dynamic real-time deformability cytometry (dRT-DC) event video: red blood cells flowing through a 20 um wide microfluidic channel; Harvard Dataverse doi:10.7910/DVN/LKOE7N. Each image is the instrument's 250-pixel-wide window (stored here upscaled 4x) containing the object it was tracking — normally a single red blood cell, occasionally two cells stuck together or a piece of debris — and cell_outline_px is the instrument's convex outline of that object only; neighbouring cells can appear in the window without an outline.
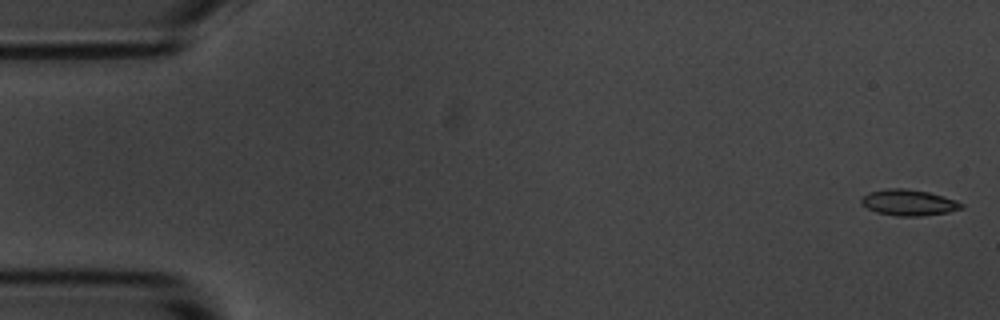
{"species": "common noctule bat (a hibernating species)", "species_latin": "Nyctalus noctula", "temperature_condition": "room temperature", "stored_images_in_passage": 7, "camera_frame_rate_fps": 3000, "um_per_image_px": 0.085, "animal": {"sex": "male", "body_mass_g": 20.1, "forearm_length_mm": 53.5}, "frame": {"image": 1, "passage_image": 1, "time_ms": 0.0, "image_size_px": [1000, 320], "cell_outline_px": [[964, 208], [948, 212], [920, 216], [896, 216], [876, 212], [860, 204], [860, 200], [868, 192], [888, 188], [904, 188], [928, 192], [956, 200], [964, 204]], "centroid_in_image_um": [77.23, 17.22], "position_along_channel_um": 7.8, "area_um2": 15.2}}